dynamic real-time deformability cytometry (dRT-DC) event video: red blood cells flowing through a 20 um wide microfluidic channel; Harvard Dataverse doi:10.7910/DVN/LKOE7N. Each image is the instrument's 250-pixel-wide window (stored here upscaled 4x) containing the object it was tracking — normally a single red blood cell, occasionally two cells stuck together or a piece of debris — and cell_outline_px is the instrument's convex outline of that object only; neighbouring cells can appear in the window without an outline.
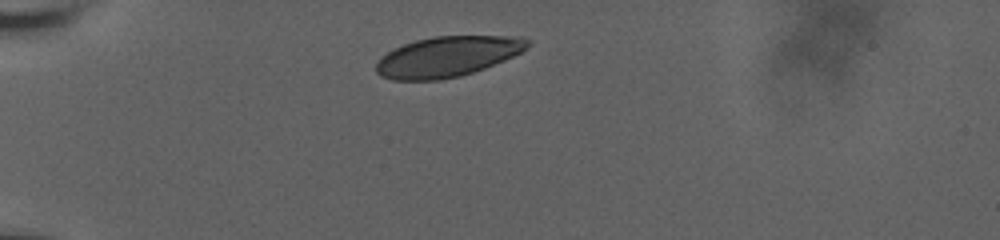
{"species": "human", "species_latin": "Homo sapiens", "temperature_condition": "room temperature", "stored_images_in_passage": 35, "camera_frame_rate_fps": 3000, "um_per_image_px": 0.085, "donor": {"sex": "male"}, "frame": {"image": 1, "passage_image": 1, "time_ms": 0.0, "image_size_px": [1000, 240], "cell_outline_px": [[532, 40], [520, 52], [504, 60], [484, 68], [460, 76], [440, 80], [392, 80], [380, 76], [376, 72], [376, 64], [380, 56], [404, 44], [416, 40], [432, 36], [520, 36]], "centroid_in_image_um": [38.0, 4.81], "position_along_channel_um": 47.0, "area_um2": 35.49}}
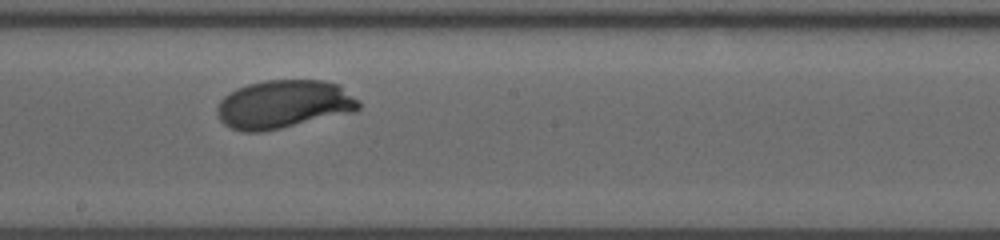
{"frame": {"image": 2, "passage_image": 22, "time_ms": 6.0, "image_size_px": [1000, 240], "cell_outline_px": [[360, 108], [356, 112], [264, 132], [240, 132], [224, 124], [220, 120], [216, 112], [216, 108], [220, 100], [224, 96], [236, 88], [248, 84], [264, 80], [324, 80], [340, 84], [360, 100]], "centroid_in_image_um": [24.15, 8.87], "position_along_channel_um": 224.1, "area_um2": 40.63}}
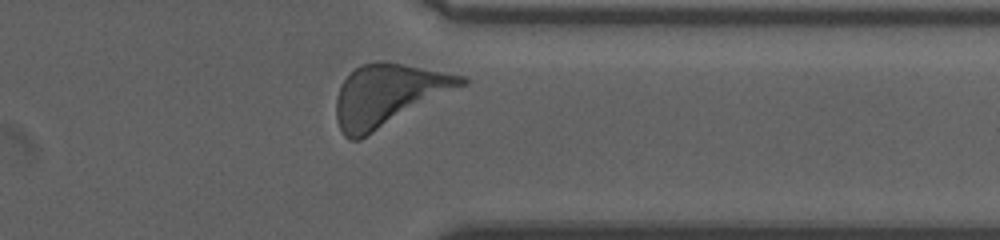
{"frame": {"image": 3, "passage_image": 34, "time_ms": 10.333, "image_size_px": [1000, 240], "cell_outline_px": [[468, 84], [360, 140], [348, 140], [344, 136], [336, 120], [336, 96], [344, 80], [360, 64], [384, 60], [464, 76], [468, 80]], "centroid_in_image_um": [33.0, 8.1], "position_along_channel_um": 378.4, "area_um2": 45.2}, "authors_computed_cell_mechanics": {"area_um2": 38.6682, "velocity_mm_per_s": 3.5975, "shape_relaxation_time_tau1_ms": 2.241, "shape_relaxation_time_tau2_ms": null, "deformation_change_tau1": 0.129, "deformation_change_tau2": null}}